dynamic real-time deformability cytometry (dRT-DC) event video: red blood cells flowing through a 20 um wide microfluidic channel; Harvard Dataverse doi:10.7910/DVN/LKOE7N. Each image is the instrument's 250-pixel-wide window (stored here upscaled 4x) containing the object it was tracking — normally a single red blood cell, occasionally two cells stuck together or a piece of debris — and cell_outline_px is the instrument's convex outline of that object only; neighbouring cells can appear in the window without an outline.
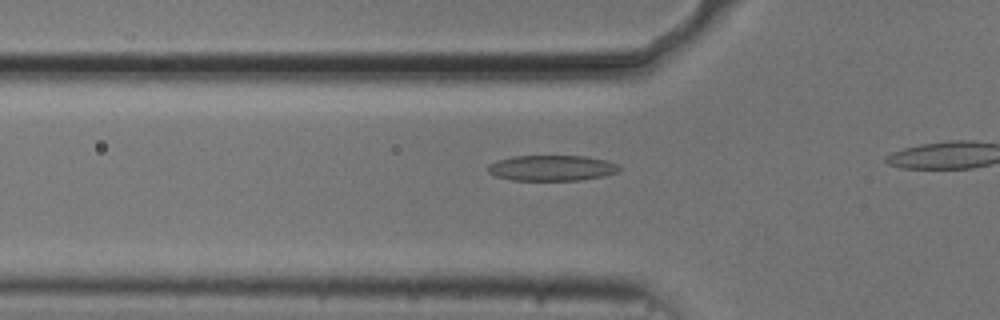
{"species": "common noctule bat (a hibernating species)", "species_latin": "Nyctalus noctula", "temperature_condition": "cold", "stored_images_in_passage": 23, "camera_frame_rate_fps": 3000, "um_per_image_px": 0.085, "animal": {"sex": "male", "body_mass_g": 20.5, "forearm_length_mm": 52.5}, "frame": {"image": 1, "passage_image": 14, "time_ms": 4.333, "image_size_px": [1000, 320], "cell_outline_px": [[620, 168], [616, 172], [604, 176], [580, 180], [512, 180], [496, 176], [488, 172], [488, 164], [496, 160], [512, 156], [588, 156], [608, 160], [616, 164]], "centroid_in_image_um": [46.89, 14.27], "position_along_channel_um": 78.9, "area_um2": 19.65}}
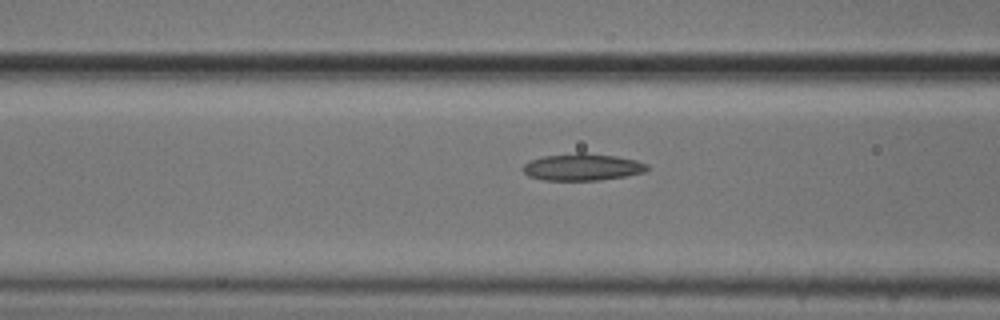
{"frame": {"image": 2, "passage_image": 17, "time_ms": 5.333, "image_size_px": [1000, 320], "cell_outline_px": [[648, 168], [644, 172], [624, 176], [600, 180], [544, 180], [528, 176], [520, 168], [524, 164], [532, 160], [544, 156], [576, 152], [584, 152], [616, 156], [636, 160], [648, 164]], "centroid_in_image_um": [49.48, 14.19], "position_along_channel_um": 117.1, "area_um2": 19.54}}
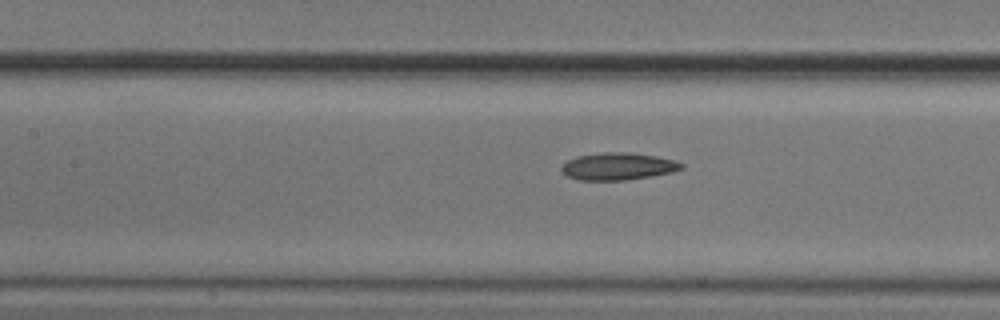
{"frame": {"image": 3, "passage_image": 20, "time_ms": 6.333, "image_size_px": [1000, 320], "cell_outline_px": [[684, 168], [672, 172], [652, 176], [624, 180], [580, 180], [568, 176], [560, 168], [568, 160], [576, 156], [604, 152], [628, 152], [656, 156], [676, 160], [684, 164]], "centroid_in_image_um": [52.57, 14.13], "position_along_channel_um": 154.8, "area_um2": 19.02}}